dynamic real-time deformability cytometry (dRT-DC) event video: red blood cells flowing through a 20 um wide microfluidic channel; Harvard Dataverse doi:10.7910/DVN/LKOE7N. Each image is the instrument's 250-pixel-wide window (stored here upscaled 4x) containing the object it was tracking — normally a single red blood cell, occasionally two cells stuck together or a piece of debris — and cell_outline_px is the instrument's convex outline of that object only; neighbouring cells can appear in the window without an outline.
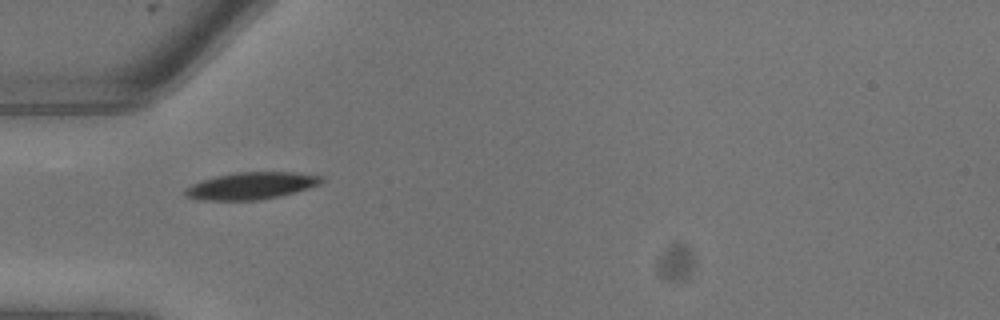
{"species": "common noctule bat (a hibernating species)", "species_latin": "Nyctalus noctula", "temperature_condition": "warm", "stored_images_in_passage": 2, "camera_frame_rate_fps": 3000, "um_per_image_px": 0.085, "animal": {"sex": "male", "body_mass_g": 13.3}, "frame": {"image": 1, "passage_image": 1, "time_ms": 0.0, "image_size_px": [1000, 320], "cell_outline_px": [[324, 180], [320, 184], [308, 188], [280, 196], [260, 200], [200, 200], [184, 196], [184, 192], [192, 184], [216, 176], [236, 172], [292, 172], [324, 176]], "centroid_in_image_um": [21.38, 15.79], "position_along_channel_um": 63.6, "area_um2": 21.39}}